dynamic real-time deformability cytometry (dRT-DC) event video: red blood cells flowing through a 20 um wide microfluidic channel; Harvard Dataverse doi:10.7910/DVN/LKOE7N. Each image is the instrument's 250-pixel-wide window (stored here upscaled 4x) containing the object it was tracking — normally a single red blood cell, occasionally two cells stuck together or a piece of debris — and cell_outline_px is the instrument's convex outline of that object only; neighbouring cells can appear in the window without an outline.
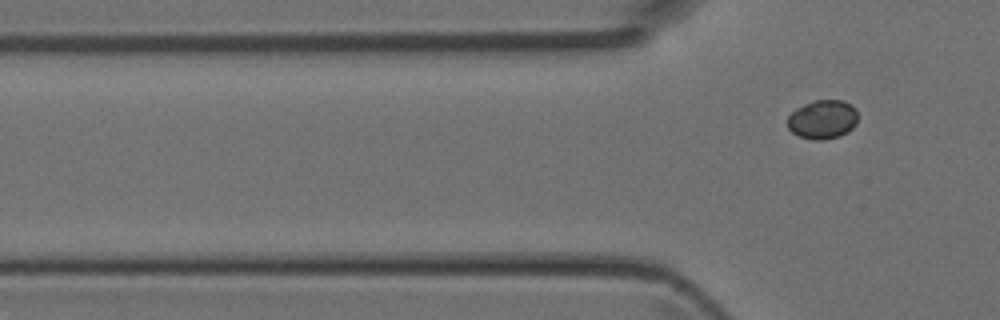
{"species": "Egyptian fruit bat (a non-hibernating species)", "species_latin": "Rousettus aegyptiacus", "temperature_condition": "room temperature", "stored_images_in_passage": 4, "camera_frame_rate_fps": 3000, "um_per_image_px": 0.085, "animal": {"sex": "female"}, "frame": {"image": 1, "passage_image": 4, "time_ms": 1.0, "image_size_px": [1000, 320], "cell_outline_px": [[856, 124], [848, 132], [840, 136], [824, 140], [812, 140], [800, 136], [792, 132], [788, 128], [788, 116], [796, 108], [804, 104], [816, 100], [844, 100], [856, 108]], "centroid_in_image_um": [69.93, 10.15], "position_along_channel_um": 55.9, "area_um2": 16.01}}